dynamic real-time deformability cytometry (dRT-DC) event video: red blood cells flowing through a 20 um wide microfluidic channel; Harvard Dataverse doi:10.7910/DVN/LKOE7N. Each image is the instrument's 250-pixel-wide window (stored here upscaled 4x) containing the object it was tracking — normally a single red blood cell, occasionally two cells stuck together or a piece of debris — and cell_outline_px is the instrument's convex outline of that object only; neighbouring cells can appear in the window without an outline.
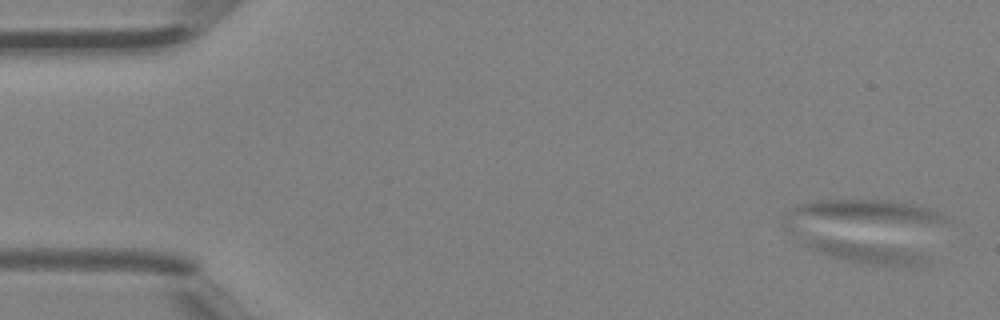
{"species": "Egyptian fruit bat (a non-hibernating species)", "species_latin": "Rousettus aegyptiacus", "temperature_condition": "room temperature", "stored_images_in_passage": 5, "camera_frame_rate_fps": 3000, "um_per_image_px": 0.085, "animal": {"sex": "female"}, "frame": {"image": 1, "passage_image": 1, "time_ms": 0.0, "image_size_px": [1000, 320], "cell_outline_px": [[924, 260], [920, 264], [876, 264], [852, 260], [832, 256], [820, 252], [804, 244], [804, 240], [836, 240], [868, 244], [896, 248], [920, 256]], "centroid_in_image_um": [73.46, 21.45], "position_along_channel_um": 11.5, "area_um2": 12.54}}